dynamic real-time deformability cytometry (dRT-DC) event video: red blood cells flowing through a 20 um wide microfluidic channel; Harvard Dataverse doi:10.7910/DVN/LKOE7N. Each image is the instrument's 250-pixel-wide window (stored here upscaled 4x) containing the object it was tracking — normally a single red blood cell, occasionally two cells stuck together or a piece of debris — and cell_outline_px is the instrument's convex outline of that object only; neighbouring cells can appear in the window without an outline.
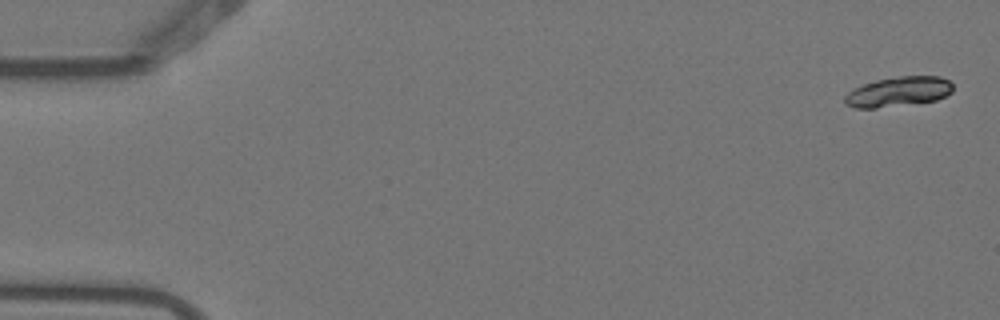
{"species": "Egyptian fruit bat (a non-hibernating species)", "species_latin": "Rousettus aegyptiacus", "temperature_condition": "warm", "stored_images_in_passage": 4, "camera_frame_rate_fps": 3000, "um_per_image_px": 0.085, "animal": {"sex": "female"}, "frame": {"image": 1, "passage_image": 1, "time_ms": 0.0, "image_size_px": [1000, 320], "cell_outline_px": [[952, 92], [936, 100], [876, 108], [856, 108], [848, 104], [844, 100], [844, 96], [852, 88], [876, 80], [900, 76], [940, 76], [948, 80], [952, 84]], "centroid_in_image_um": [76.35, 7.78], "position_along_channel_um": 8.6, "area_um2": 18.61}}